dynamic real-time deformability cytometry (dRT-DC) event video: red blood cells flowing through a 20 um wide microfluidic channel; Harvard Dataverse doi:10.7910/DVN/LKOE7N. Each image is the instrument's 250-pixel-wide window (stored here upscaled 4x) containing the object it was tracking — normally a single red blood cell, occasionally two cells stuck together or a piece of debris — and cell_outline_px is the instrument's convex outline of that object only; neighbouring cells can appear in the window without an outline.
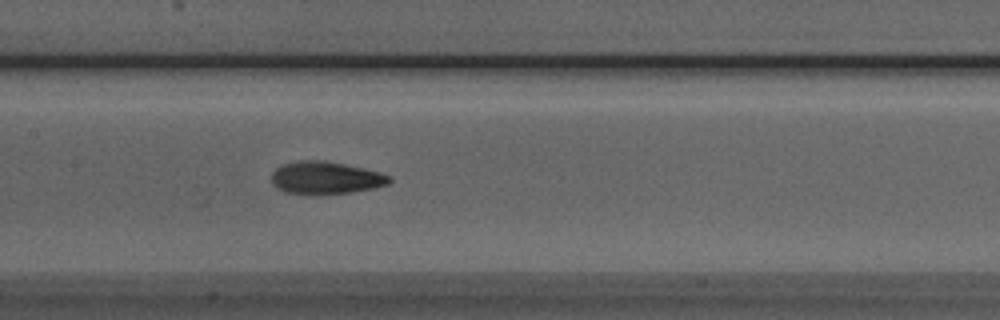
{"species": "Egyptian fruit bat (a non-hibernating species)", "species_latin": "Rousettus aegyptiacus", "temperature_condition": "room temperature", "stored_images_in_passage": 41, "camera_frame_rate_fps": 3000, "um_per_image_px": 0.085, "animal": {"sex": "male"}, "frame": {"image": 1, "passage_image": 14, "time_ms": 4.333, "image_size_px": [1000, 320], "cell_outline_px": [[392, 180], [388, 184], [376, 188], [352, 192], [320, 196], [316, 196], [284, 192], [276, 188], [272, 184], [272, 172], [280, 164], [296, 160], [324, 160], [364, 168], [380, 172], [392, 176]], "centroid_in_image_um": [27.66, 15.13], "position_along_channel_um": 179.7, "area_um2": 23.12}}
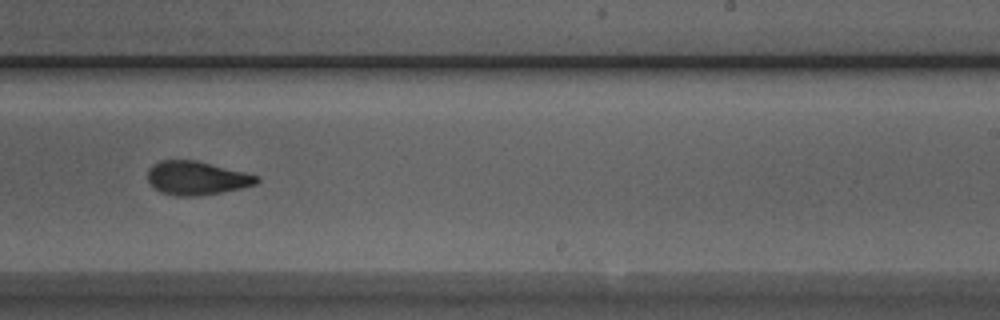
{"frame": {"image": 2, "passage_image": 21, "time_ms": 6.667, "image_size_px": [1000, 320], "cell_outline_px": [[260, 180], [256, 184], [240, 188], [200, 196], [176, 196], [160, 192], [148, 180], [148, 168], [152, 164], [160, 160], [196, 160], [260, 176]], "centroid_in_image_um": [16.7, 15.13], "position_along_channel_um": 272.3, "area_um2": 21.33}}
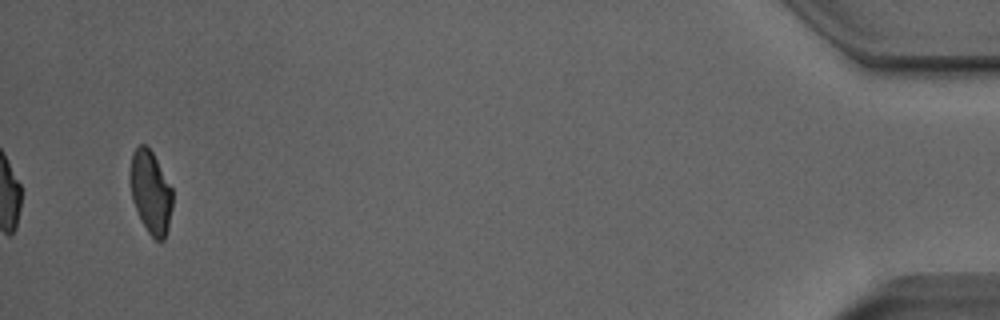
{"frame": {"image": 3, "passage_image": 39, "time_ms": 12.667, "image_size_px": [1000, 320], "cell_outline_px": [[172, 208], [168, 228], [164, 240], [156, 240], [148, 232], [132, 200], [132, 152], [140, 144], [144, 144], [152, 152], [172, 188]], "centroid_in_image_um": [12.85, 16.36], "position_along_channel_um": 422.4, "area_um2": 19.71}, "authors_computed_cell_mechanics": {"area_um2": 21.675, "velocity_mm_per_s": 3.984, "shape_relaxation_time_tau1_ms": 6.1311, "shape_relaxation_time_tau2_ms": 2.4469, "deformation_change_tau1": 0.1564, "deformation_change_tau2": 0.0963}}